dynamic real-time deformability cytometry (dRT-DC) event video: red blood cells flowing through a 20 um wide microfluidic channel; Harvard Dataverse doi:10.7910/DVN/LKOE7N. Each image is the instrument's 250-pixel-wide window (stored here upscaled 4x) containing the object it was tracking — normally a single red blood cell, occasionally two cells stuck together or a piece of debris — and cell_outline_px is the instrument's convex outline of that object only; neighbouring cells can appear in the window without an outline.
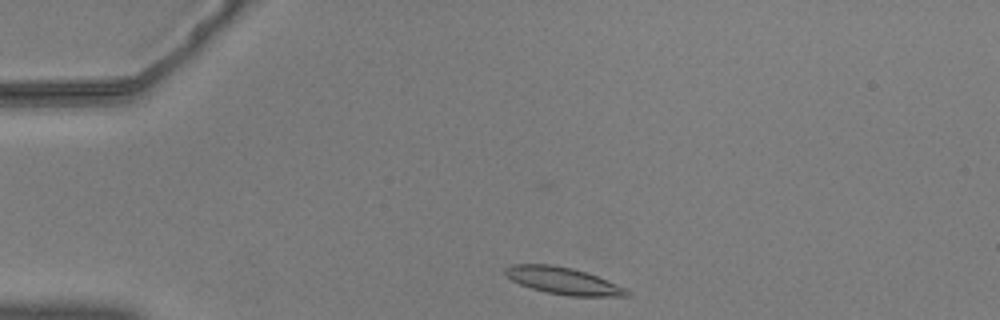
{"species": "common noctule bat (a hibernating species)", "species_latin": "Nyctalus noctula", "temperature_condition": "warm", "stored_images_in_passage": 43, "camera_frame_rate_fps": 3000, "um_per_image_px": 0.085, "animal": {"sex": "male", "body_mass_g": 20.5, "forearm_length_mm": 52.5}, "frame": {"image": 1, "passage_image": 1, "time_ms": 0.0, "image_size_px": [1000, 320], "cell_outline_px": [[628, 296], [568, 296], [544, 292], [520, 284], [512, 280], [504, 272], [504, 268], [512, 264], [552, 264], [572, 268], [588, 272], [616, 284], [624, 288], [628, 292]], "centroid_in_image_um": [47.83, 23.86], "position_along_channel_um": 37.2, "area_um2": 19.02}}
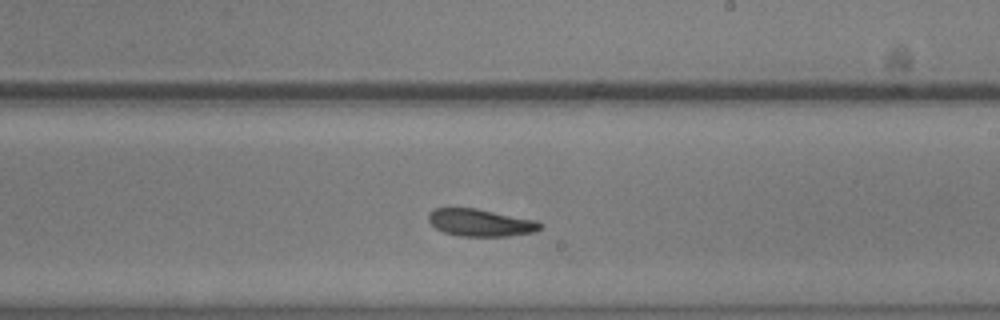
{"frame": {"image": 2, "passage_image": 22, "time_ms": 7.0, "image_size_px": [1000, 320], "cell_outline_px": [[544, 228], [536, 232], [508, 236], [460, 236], [444, 232], [436, 228], [428, 220], [428, 212], [432, 208], [476, 208], [536, 220], [544, 224]], "centroid_in_image_um": [40.88, 18.92], "position_along_channel_um": 248.1, "area_um2": 17.98}}
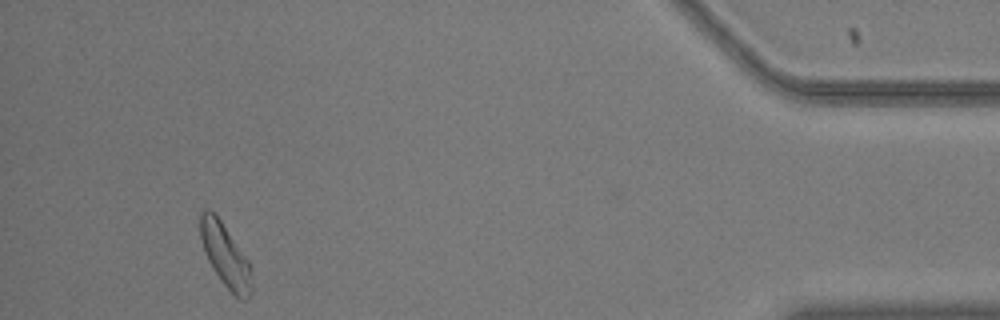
{"frame": {"image": 3, "passage_image": 41, "time_ms": 13.333, "image_size_px": [1000, 320], "cell_outline_px": [[252, 292], [248, 300], [244, 300], [236, 296], [224, 284], [208, 260], [204, 252], [200, 236], [200, 212], [204, 208], [208, 208], [220, 220], [248, 260], [252, 268]], "centroid_in_image_um": [19.17, 21.72], "position_along_channel_um": 416.0, "area_um2": 18.67}}